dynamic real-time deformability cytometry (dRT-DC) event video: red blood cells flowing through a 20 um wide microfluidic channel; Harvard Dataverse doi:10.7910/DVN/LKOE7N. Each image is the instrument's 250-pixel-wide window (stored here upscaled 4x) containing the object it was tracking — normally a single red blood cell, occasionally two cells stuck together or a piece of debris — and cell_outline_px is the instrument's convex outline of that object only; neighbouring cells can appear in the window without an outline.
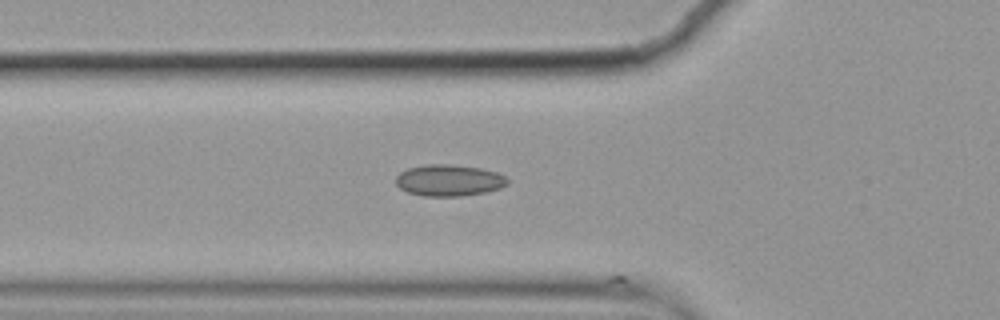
{"species": "common noctule bat (a hibernating species)", "species_latin": "Nyctalus noctula", "temperature_condition": "cold", "stored_images_in_passage": 13, "camera_frame_rate_fps": 3000, "um_per_image_px": 0.085, "animal": {"sex": "female", "body_mass_g": 19.9}, "frame": {"image": 1, "passage_image": 12, "time_ms": 3.667, "image_size_px": [1000, 320], "cell_outline_px": [[508, 184], [500, 188], [488, 192], [460, 196], [424, 196], [408, 192], [400, 188], [396, 184], [396, 176], [400, 172], [408, 168], [424, 164], [452, 164], [480, 168], [496, 172], [504, 176], [508, 180]], "centroid_in_image_um": [38.16, 15.32], "position_along_channel_um": 87.6, "area_um2": 20.58}}